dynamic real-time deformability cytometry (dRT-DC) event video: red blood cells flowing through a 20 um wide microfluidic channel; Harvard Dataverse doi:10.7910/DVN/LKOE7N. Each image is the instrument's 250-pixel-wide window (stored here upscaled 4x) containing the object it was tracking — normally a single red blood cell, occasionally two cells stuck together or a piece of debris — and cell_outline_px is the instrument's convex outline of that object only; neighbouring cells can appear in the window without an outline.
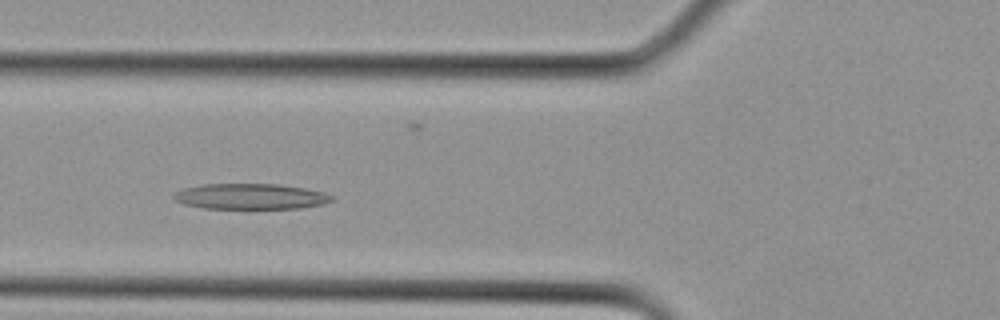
{"species": "Egyptian fruit bat (a non-hibernating species)", "species_latin": "Rousettus aegyptiacus", "temperature_condition": "cold", "stored_images_in_passage": 27, "camera_frame_rate_fps": 3000, "um_per_image_px": 0.085, "animal": {"sex": "female"}, "frame": {"image": 1, "passage_image": 8, "time_ms": 2.333, "image_size_px": [1000, 320], "cell_outline_px": [[332, 200], [324, 204], [300, 208], [204, 208], [184, 204], [176, 200], [172, 196], [176, 192], [184, 188], [204, 184], [276, 184], [304, 188], [324, 192], [332, 196]], "centroid_in_image_um": [21.3, 16.69], "position_along_channel_um": 104.5, "area_um2": 23.35}}
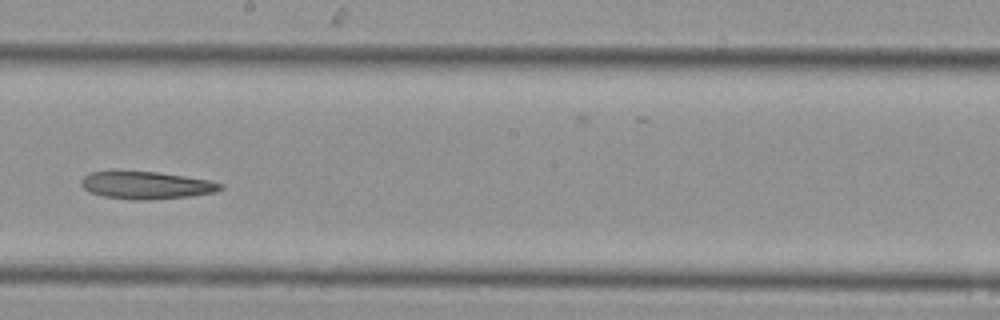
{"frame": {"image": 2, "passage_image": 14, "time_ms": 4.333, "image_size_px": [1000, 320], "cell_outline_px": [[224, 188], [216, 192], [192, 196], [148, 200], [132, 200], [104, 196], [88, 192], [80, 184], [80, 180], [88, 172], [156, 172], [212, 180], [224, 184]], "centroid_in_image_um": [12.48, 15.76], "position_along_channel_um": 235.7, "area_um2": 22.37}}
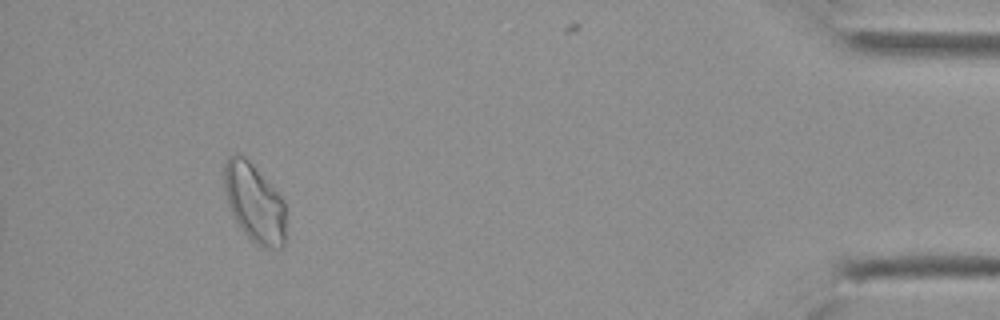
{"frame": {"image": 3, "passage_image": 25, "time_ms": 8.0, "image_size_px": [1000, 320], "cell_outline_px": [[284, 244], [280, 248], [260, 248], [240, 228], [228, 204], [224, 192], [224, 164], [228, 156], [236, 152], [240, 152], [252, 164], [284, 200]], "centroid_in_image_um": [21.59, 17.22], "position_along_channel_um": 413.6, "area_um2": 28.09}}